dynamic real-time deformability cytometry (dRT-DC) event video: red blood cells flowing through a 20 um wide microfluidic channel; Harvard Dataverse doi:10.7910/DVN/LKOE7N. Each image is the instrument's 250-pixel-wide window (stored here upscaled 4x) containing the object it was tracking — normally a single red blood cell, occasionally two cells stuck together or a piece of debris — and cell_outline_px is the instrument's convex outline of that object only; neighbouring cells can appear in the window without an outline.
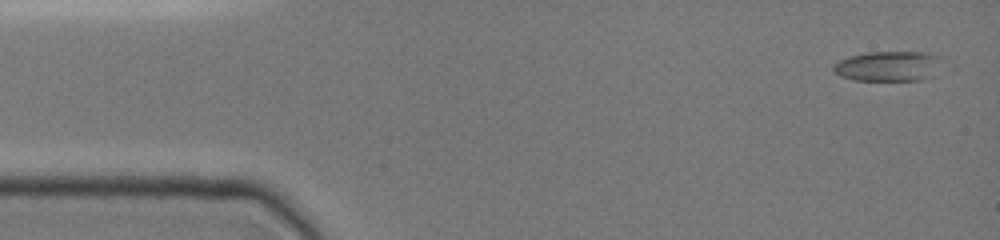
{"species": "common noctule bat (a hibernating species)", "species_latin": "Nyctalus noctula", "temperature_condition": "cold", "stored_images_in_passage": 6, "camera_frame_rate_fps": 3000, "um_per_image_px": 0.085, "animal": {"sex": "female", "body_mass_g": 19.0, "forearm_length_mm": 51.5}, "frame": {"image": 1, "passage_image": 1, "time_ms": 0.0, "image_size_px": [1000, 240], "cell_outline_px": [[940, 56], [932, 76], [920, 80], [852, 80], [840, 76], [832, 68], [832, 64], [840, 60], [852, 56], [868, 52], [924, 52]], "centroid_in_image_um": [75.44, 5.62], "position_along_channel_um": 9.6, "area_um2": 18.67}}
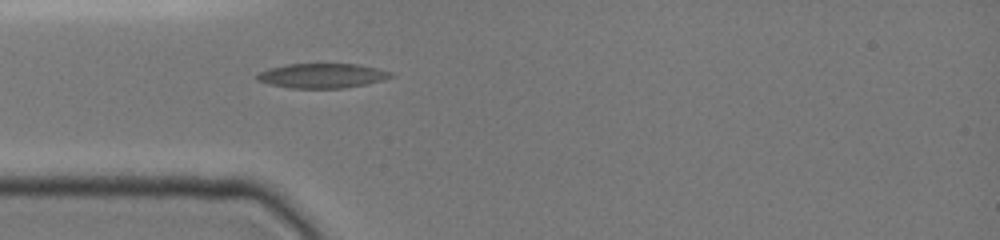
{"frame": {"image": 2, "passage_image": 6, "time_ms": 4.0, "image_size_px": [1000, 240], "cell_outline_px": [[396, 76], [384, 80], [344, 88], [288, 88], [268, 84], [256, 80], [256, 76], [260, 72], [268, 68], [288, 64], [356, 64], [376, 68], [392, 72]], "centroid_in_image_um": [27.37, 6.44], "position_along_channel_um": 57.6, "area_um2": 19.25}}